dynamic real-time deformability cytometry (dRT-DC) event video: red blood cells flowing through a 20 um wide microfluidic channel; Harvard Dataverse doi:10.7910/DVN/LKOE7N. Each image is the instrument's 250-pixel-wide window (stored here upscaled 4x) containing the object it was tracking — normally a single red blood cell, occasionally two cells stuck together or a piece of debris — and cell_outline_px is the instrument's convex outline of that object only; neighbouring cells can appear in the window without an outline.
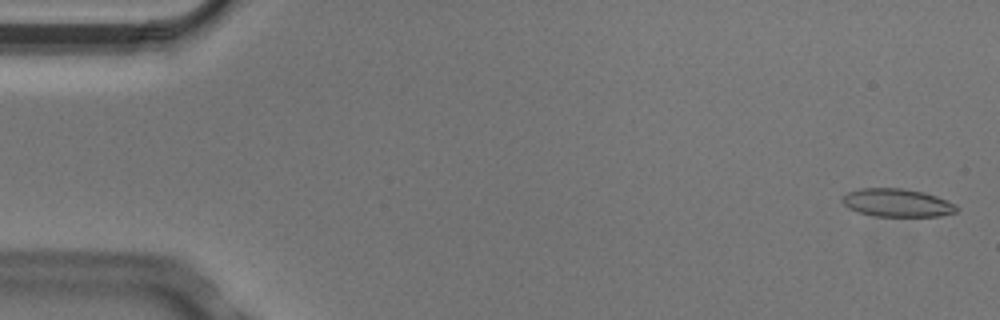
{"species": "Egyptian fruit bat (a non-hibernating species)", "species_latin": "Rousettus aegyptiacus", "temperature_condition": "cold", "stored_images_in_passage": 4, "camera_frame_rate_fps": 3000, "um_per_image_px": 0.085, "animal": {"sex": "male"}, "frame": {"image": 1, "passage_image": 1, "time_ms": 0.0, "image_size_px": [1000, 320], "cell_outline_px": [[960, 208], [956, 212], [940, 216], [872, 216], [856, 212], [848, 208], [840, 200], [848, 192], [860, 188], [900, 188], [924, 192], [936, 196], [956, 204]], "centroid_in_image_um": [76.25, 17.24], "position_along_channel_um": 8.8, "area_um2": 18.84}}